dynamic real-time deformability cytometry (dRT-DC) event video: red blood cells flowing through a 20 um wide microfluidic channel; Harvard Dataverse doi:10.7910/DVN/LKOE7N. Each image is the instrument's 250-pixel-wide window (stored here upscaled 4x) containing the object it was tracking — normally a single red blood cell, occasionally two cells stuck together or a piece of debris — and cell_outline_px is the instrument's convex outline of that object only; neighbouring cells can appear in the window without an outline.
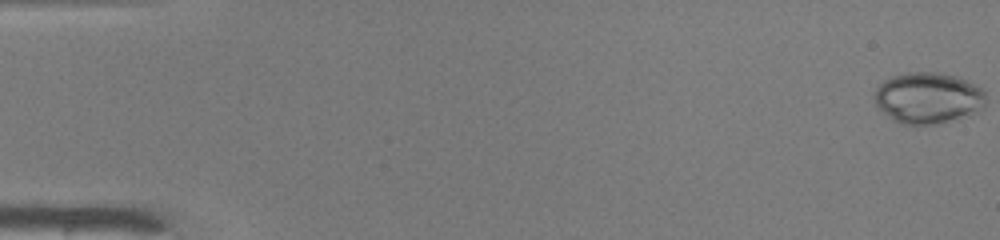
{"species": "common noctule bat (a hibernating species)", "species_latin": "Nyctalus noctula", "temperature_condition": "warm", "stored_images_in_passage": 49, "camera_frame_rate_fps": 3000, "um_per_image_px": 0.085, "animal": {"sex": "male", "body_mass_g": 19.0, "forearm_length_mm": 50.8}, "frame": {"image": 1, "passage_image": 1, "time_ms": 0.0, "image_size_px": [1000, 240], "cell_outline_px": [[984, 104], [956, 116], [936, 124], [904, 124], [896, 120], [884, 112], [876, 104], [876, 88], [880, 84], [896, 76], [924, 72], [952, 76], [964, 80], [980, 88], [984, 92]], "centroid_in_image_um": [78.81, 8.32], "position_along_channel_um": 6.2, "area_um2": 30.87}}
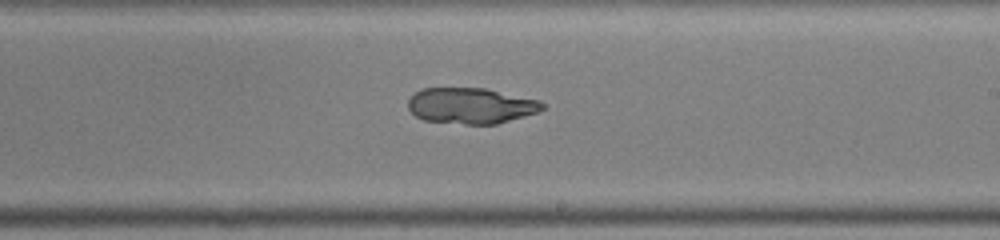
{"frame": {"image": 2, "passage_image": 30, "time_ms": 9.667, "image_size_px": [1000, 240], "cell_outline_px": [[544, 108], [536, 112], [496, 124], [464, 124], [424, 120], [416, 116], [408, 108], [408, 100], [416, 92], [424, 88], [484, 88], [540, 100], [544, 104]], "centroid_in_image_um": [40.01, 8.98], "position_along_channel_um": 249.0, "area_um2": 27.8}}
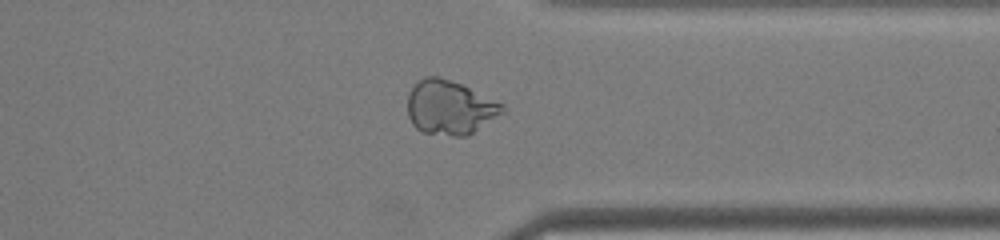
{"frame": {"image": 3, "passage_image": 39, "time_ms": 12.667, "image_size_px": [1000, 240], "cell_outline_px": [[504, 108], [500, 112], [468, 136], [452, 136], [424, 132], [416, 128], [412, 124], [408, 116], [408, 96], [412, 88], [424, 76], [440, 76], [460, 84], [504, 104]], "centroid_in_image_um": [38.18, 9.13], "position_along_channel_um": 373.2, "area_um2": 29.3}, "authors_computed_cell_mechanics": {"area_um2": 29.7092, "velocity_mm_per_s": 4.172, "shape_relaxation_time_tau1_ms": null, "shape_relaxation_time_tau2_ms": 2.0152, "deformation_change_tau1": null, "deformation_change_tau2": 0.059}}